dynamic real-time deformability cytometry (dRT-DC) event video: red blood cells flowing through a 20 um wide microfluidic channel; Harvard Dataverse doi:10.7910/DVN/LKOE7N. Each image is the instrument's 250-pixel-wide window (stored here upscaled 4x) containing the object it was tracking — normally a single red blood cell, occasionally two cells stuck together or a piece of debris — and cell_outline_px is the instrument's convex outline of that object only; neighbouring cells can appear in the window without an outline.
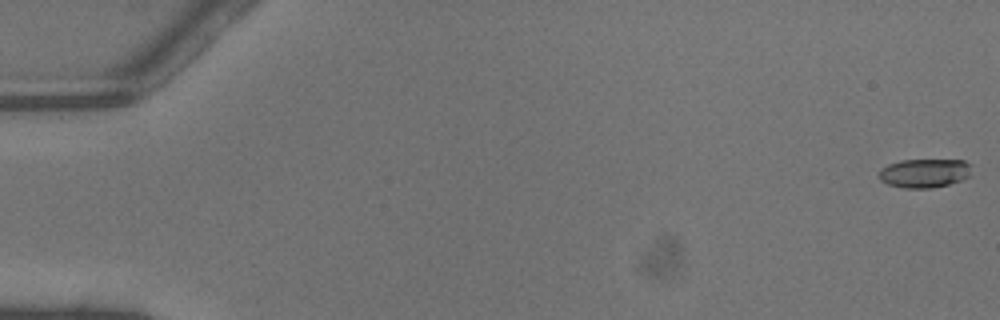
{"species": "common noctule bat (a hibernating species)", "species_latin": "Nyctalus noctula", "temperature_condition": "warm", "stored_images_in_passage": 45, "camera_frame_rate_fps": 3000, "um_per_image_px": 0.085, "animal": {"sex": "male", "body_mass_g": 13.3}, "frame": {"image": 1, "passage_image": 1, "time_ms": 0.0, "image_size_px": [1000, 320], "cell_outline_px": [[972, 176], [948, 184], [932, 188], [904, 188], [888, 184], [880, 180], [880, 168], [888, 164], [900, 160], [964, 160], [972, 164]], "centroid_in_image_um": [78.62, 14.71], "position_along_channel_um": 6.4, "area_um2": 15.78}}
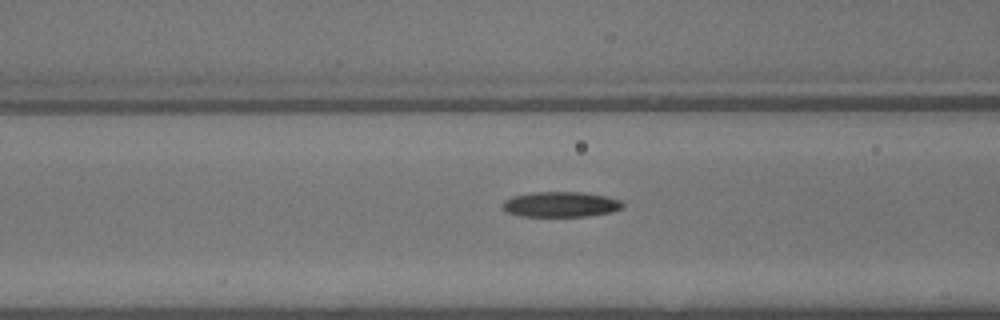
{"frame": {"image": 2, "passage_image": 20, "time_ms": 6.333, "image_size_px": [1000, 320], "cell_outline_px": [[624, 208], [612, 212], [588, 216], [520, 216], [508, 212], [500, 204], [504, 200], [512, 196], [532, 192], [584, 192], [604, 196], [620, 200], [624, 204]], "centroid_in_image_um": [47.66, 17.37], "position_along_channel_um": 118.9, "area_um2": 17.8}}
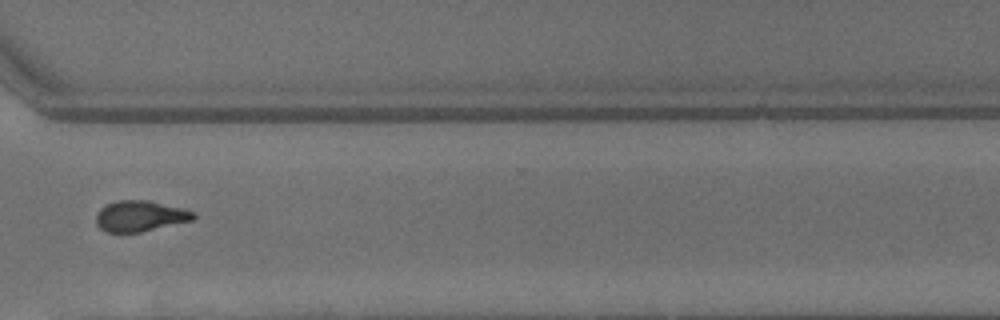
{"frame": {"image": 3, "passage_image": 36, "time_ms": 11.667, "image_size_px": [1000, 320], "cell_outline_px": [[196, 216], [192, 220], [140, 232], [108, 232], [100, 228], [96, 224], [96, 212], [100, 208], [116, 200], [148, 200], [196, 212]], "centroid_in_image_um": [11.88, 18.36], "position_along_channel_um": 358.7, "area_um2": 17.34}}